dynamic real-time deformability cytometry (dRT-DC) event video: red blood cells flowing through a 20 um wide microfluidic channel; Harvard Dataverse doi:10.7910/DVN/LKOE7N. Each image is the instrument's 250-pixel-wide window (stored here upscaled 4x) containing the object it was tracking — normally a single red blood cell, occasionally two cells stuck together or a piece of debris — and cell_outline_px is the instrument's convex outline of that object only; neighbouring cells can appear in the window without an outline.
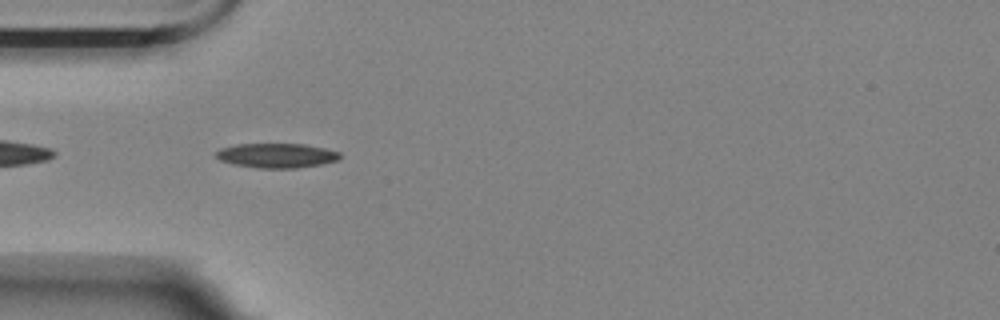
{"species": "Egyptian fruit bat (a non-hibernating species)", "species_latin": "Rousettus aegyptiacus", "temperature_condition": "room temperature", "stored_images_in_passage": 28, "camera_frame_rate_fps": 3000, "um_per_image_px": 0.085, "animal": {"sex": "female"}, "frame": {"image": 1, "passage_image": 2, "time_ms": 0.333, "image_size_px": [1000, 320], "cell_outline_px": [[340, 156], [336, 160], [320, 164], [296, 168], [256, 168], [236, 164], [220, 160], [216, 156], [216, 152], [220, 148], [236, 144], [304, 144], [324, 148], [340, 152]], "centroid_in_image_um": [23.49, 13.21], "position_along_channel_um": 61.5, "area_um2": 17.51}}
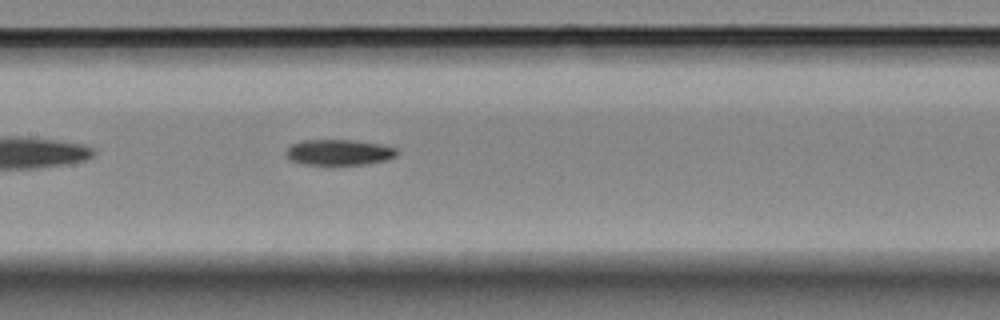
{"frame": {"image": 2, "passage_image": 12, "time_ms": 3.667, "image_size_px": [1000, 320], "cell_outline_px": [[400, 152], [396, 156], [388, 160], [360, 164], [304, 164], [288, 160], [284, 152], [292, 144], [300, 140], [352, 140], [380, 144], [396, 148]], "centroid_in_image_um": [28.79, 12.94], "position_along_channel_um": 178.6, "area_um2": 16.65}}
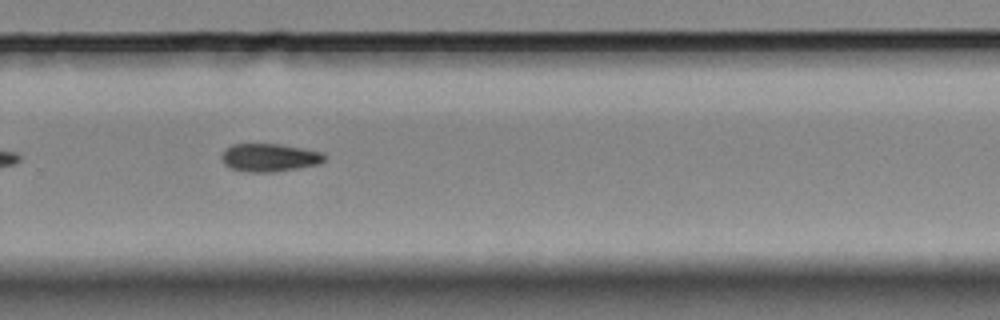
{"frame": {"image": 3, "passage_image": 23, "time_ms": 7.333, "image_size_px": [1000, 320], "cell_outline_px": [[324, 160], [320, 164], [276, 172], [244, 172], [228, 168], [220, 160], [220, 156], [232, 144], [280, 144], [324, 152]], "centroid_in_image_um": [22.88, 13.41], "position_along_channel_um": 306.9, "area_um2": 16.99}, "authors_computed_cell_mechanics": {"area_um2": 16.9932, "velocity_mm_per_s": 3.5117, "shape_relaxation_time_tau1_ms": 5.812, "shape_relaxation_time_tau2_ms": 9.8897, "deformation_change_tau1": 0.1433, "deformation_change_tau2": 0.1151}}